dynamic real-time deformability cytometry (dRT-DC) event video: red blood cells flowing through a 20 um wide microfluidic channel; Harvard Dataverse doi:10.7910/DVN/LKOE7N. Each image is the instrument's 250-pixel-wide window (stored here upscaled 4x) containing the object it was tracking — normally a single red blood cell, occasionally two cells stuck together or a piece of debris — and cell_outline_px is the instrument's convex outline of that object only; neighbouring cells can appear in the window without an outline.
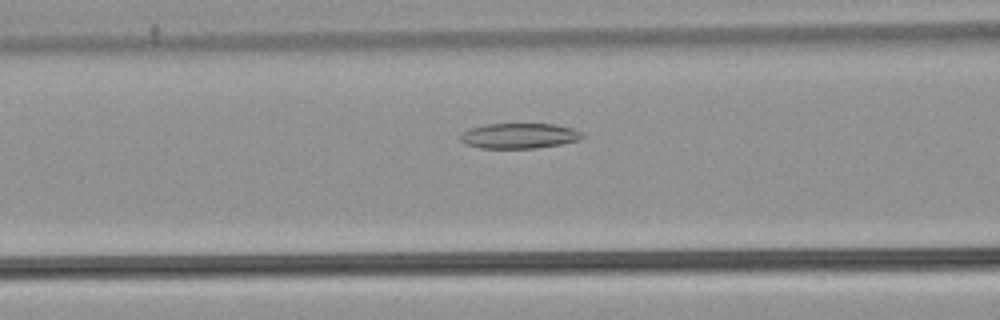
{"species": "common noctule bat (a hibernating species)", "species_latin": "Nyctalus noctula", "temperature_condition": "warm", "stored_images_in_passage": 33, "camera_frame_rate_fps": 3000, "um_per_image_px": 0.085, "animal": {"sex": "male", "body_mass_g": 21.5, "forearm_length_mm": 52.0}, "frame": {"image": 1, "passage_image": 7, "time_ms": 2.0, "image_size_px": [1000, 320], "cell_outline_px": [[584, 136], [580, 140], [560, 144], [536, 148], [480, 148], [464, 144], [460, 140], [460, 136], [468, 128], [488, 124], [556, 124], [572, 128], [584, 132]], "centroid_in_image_um": [44.15, 11.54], "position_along_channel_um": 122.4, "area_um2": 18.09}}
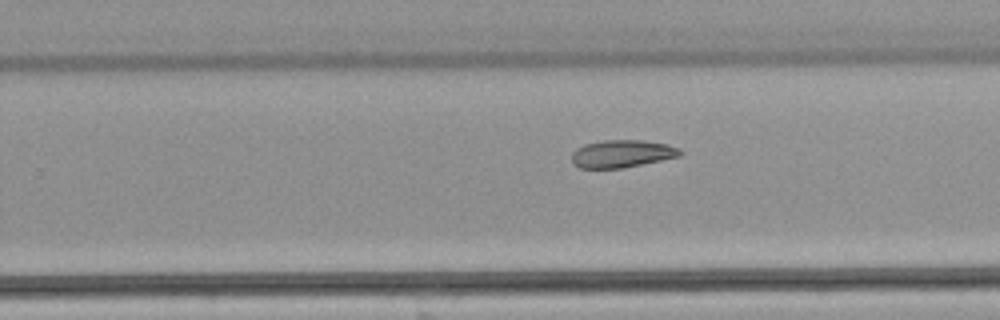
{"frame": {"image": 2, "passage_image": 19, "time_ms": 6.0, "image_size_px": [1000, 320], "cell_outline_px": [[680, 156], [624, 168], [580, 168], [572, 164], [572, 152], [576, 148], [584, 144], [604, 140], [644, 140], [668, 144], [680, 148]], "centroid_in_image_um": [52.84, 13.06], "position_along_channel_um": 277.0, "area_um2": 17.51}}
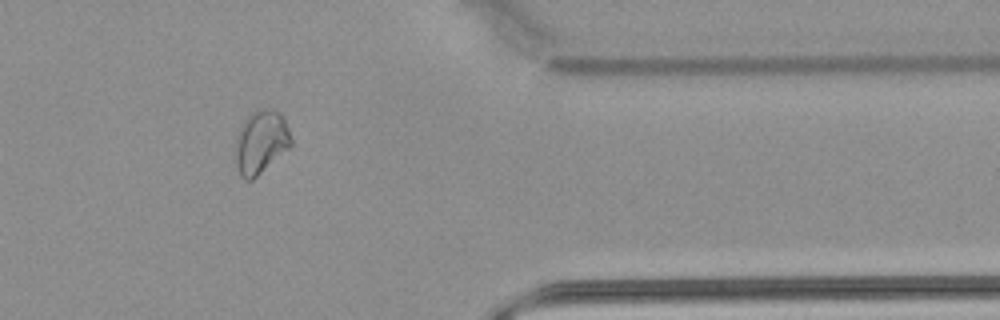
{"frame": {"image": 3, "passage_image": 29, "time_ms": 9.333, "image_size_px": [1000, 320], "cell_outline_px": [[292, 144], [288, 148], [252, 180], [244, 180], [240, 176], [232, 160], [232, 152], [236, 136], [244, 120], [252, 112], [260, 108], [272, 108], [280, 112], [288, 128], [292, 140]], "centroid_in_image_um": [22.1, 12.08], "position_along_channel_um": 389.3, "area_um2": 20.98}}